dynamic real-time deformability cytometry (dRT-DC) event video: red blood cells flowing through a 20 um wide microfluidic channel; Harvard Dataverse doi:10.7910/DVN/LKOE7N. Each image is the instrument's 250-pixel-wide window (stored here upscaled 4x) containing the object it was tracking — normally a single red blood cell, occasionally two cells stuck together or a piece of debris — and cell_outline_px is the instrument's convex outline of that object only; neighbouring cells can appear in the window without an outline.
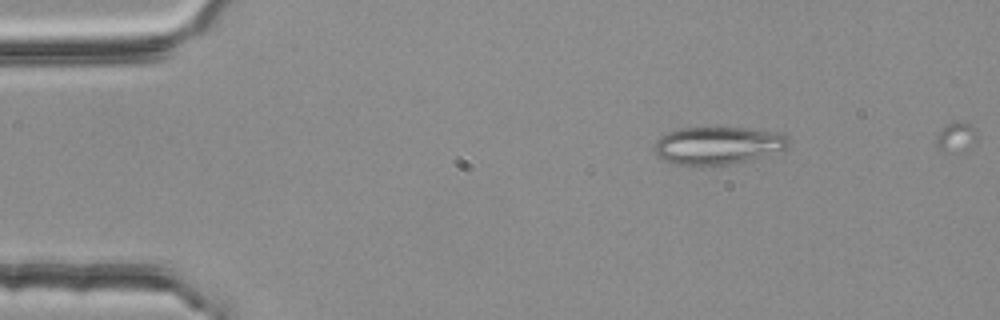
{"species": "common noctule bat (a hibernating species)", "species_latin": "Nyctalus noctula", "temperature_condition": "room temperature", "stored_images_in_passage": 4, "camera_frame_rate_fps": 3000, "um_per_image_px": 0.085, "animal": {"sex": "female", "body_mass_g": 25.1}, "frame": {"image": 1, "passage_image": 1, "time_ms": 0.0, "image_size_px": [1000, 320], "cell_outline_px": [[788, 148], [748, 160], [728, 164], [672, 164], [656, 156], [652, 148], [656, 140], [660, 136], [668, 132], [680, 128], [744, 128], [784, 132], [788, 136]], "centroid_in_image_um": [61.0, 12.34], "position_along_channel_um": 24.0, "area_um2": 29.36}}